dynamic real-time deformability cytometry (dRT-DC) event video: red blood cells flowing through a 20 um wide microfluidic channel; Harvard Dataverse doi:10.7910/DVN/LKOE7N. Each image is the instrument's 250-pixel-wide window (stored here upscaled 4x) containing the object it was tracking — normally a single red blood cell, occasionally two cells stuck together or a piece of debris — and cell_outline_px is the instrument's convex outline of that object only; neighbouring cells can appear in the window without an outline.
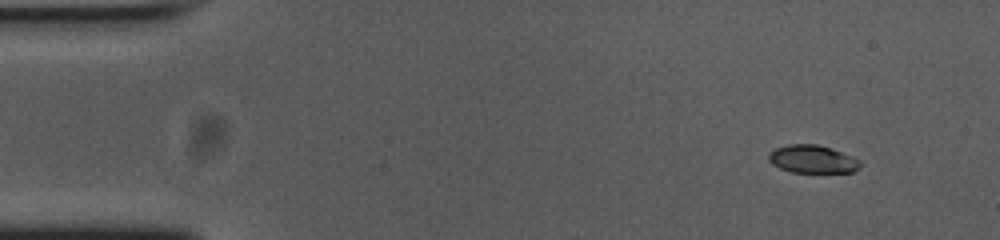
{"species": "common noctule bat (a hibernating species)", "species_latin": "Nyctalus noctula", "temperature_condition": "cold", "stored_images_in_passage": 50, "camera_frame_rate_fps": 3000, "um_per_image_px": 0.085, "animal": {"sex": "female", "body_mass_g": 23.0, "forearm_length_mm": 53.4}, "frame": {"image": 1, "passage_image": 1, "time_ms": 0.0, "image_size_px": [1000, 240], "cell_outline_px": [[860, 168], [852, 172], [792, 172], [780, 168], [772, 164], [768, 160], [768, 156], [776, 148], [788, 144], [816, 144], [832, 148], [852, 156], [860, 160]], "centroid_in_image_um": [69.08, 13.52], "position_along_channel_um": 15.9, "area_um2": 14.85}}
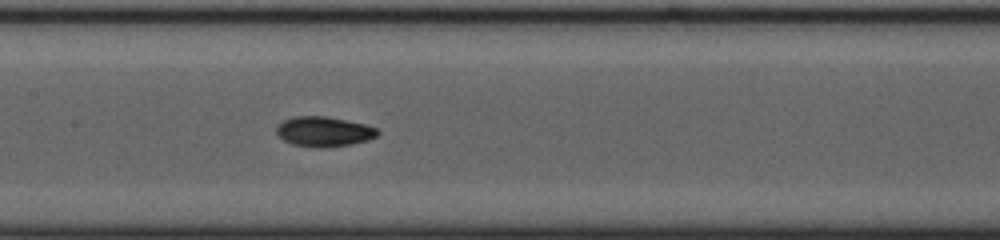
{"frame": {"image": 2, "passage_image": 22, "time_ms": 7.0, "image_size_px": [1000, 240], "cell_outline_px": [[380, 132], [376, 136], [368, 140], [348, 144], [292, 144], [284, 140], [276, 132], [276, 128], [284, 120], [292, 116], [328, 116], [364, 124], [376, 128]], "centroid_in_image_um": [27.54, 11.11], "position_along_channel_um": 179.9, "area_um2": 16.65}}
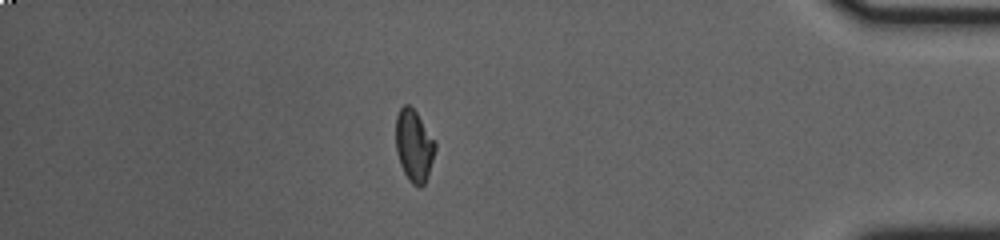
{"frame": {"image": 3, "passage_image": 43, "time_ms": 14.0, "image_size_px": [1000, 240], "cell_outline_px": [[436, 148], [428, 176], [424, 184], [420, 188], [412, 184], [408, 180], [400, 164], [396, 152], [396, 116], [400, 108], [404, 104], [408, 104], [416, 112], [436, 144]], "centroid_in_image_um": [35.17, 12.41], "position_along_channel_um": 400.0, "area_um2": 16.42}, "authors_computed_cell_mechanics": {"area_um2": 16.473, "velocity_mm_per_s": 3.7461, "shape_relaxation_time_tau1_ms": 3.6134, "shape_relaxation_time_tau2_ms": 2.5629, "deformation_change_tau1": 0.1396, "deformation_change_tau2": 0.0612}}